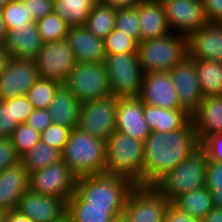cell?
<instances>
[{
    "instance_id": "obj_1",
    "label": "cell",
    "mask_w": 222,
    "mask_h": 222,
    "mask_svg": "<svg viewBox=\"0 0 222 222\" xmlns=\"http://www.w3.org/2000/svg\"><path fill=\"white\" fill-rule=\"evenodd\" d=\"M199 146L192 120L179 130L152 131L144 141L142 185L154 186Z\"/></svg>"
},
{
    "instance_id": "obj_2",
    "label": "cell",
    "mask_w": 222,
    "mask_h": 222,
    "mask_svg": "<svg viewBox=\"0 0 222 222\" xmlns=\"http://www.w3.org/2000/svg\"><path fill=\"white\" fill-rule=\"evenodd\" d=\"M61 160L77 177L104 174L106 140L73 128L61 152Z\"/></svg>"
},
{
    "instance_id": "obj_3",
    "label": "cell",
    "mask_w": 222,
    "mask_h": 222,
    "mask_svg": "<svg viewBox=\"0 0 222 222\" xmlns=\"http://www.w3.org/2000/svg\"><path fill=\"white\" fill-rule=\"evenodd\" d=\"M135 184L128 178L112 174L86 175L77 178L75 194L87 207L125 208Z\"/></svg>"
},
{
    "instance_id": "obj_4",
    "label": "cell",
    "mask_w": 222,
    "mask_h": 222,
    "mask_svg": "<svg viewBox=\"0 0 222 222\" xmlns=\"http://www.w3.org/2000/svg\"><path fill=\"white\" fill-rule=\"evenodd\" d=\"M144 142L118 131L106 140L105 173L124 176L135 185H142Z\"/></svg>"
},
{
    "instance_id": "obj_5",
    "label": "cell",
    "mask_w": 222,
    "mask_h": 222,
    "mask_svg": "<svg viewBox=\"0 0 222 222\" xmlns=\"http://www.w3.org/2000/svg\"><path fill=\"white\" fill-rule=\"evenodd\" d=\"M138 60L144 74L171 71L188 57L187 36L171 32L138 43Z\"/></svg>"
},
{
    "instance_id": "obj_6",
    "label": "cell",
    "mask_w": 222,
    "mask_h": 222,
    "mask_svg": "<svg viewBox=\"0 0 222 222\" xmlns=\"http://www.w3.org/2000/svg\"><path fill=\"white\" fill-rule=\"evenodd\" d=\"M207 154L199 146L154 186L172 203L179 196L206 186Z\"/></svg>"
},
{
    "instance_id": "obj_7",
    "label": "cell",
    "mask_w": 222,
    "mask_h": 222,
    "mask_svg": "<svg viewBox=\"0 0 222 222\" xmlns=\"http://www.w3.org/2000/svg\"><path fill=\"white\" fill-rule=\"evenodd\" d=\"M104 65L112 95L138 97L144 75L138 53L106 54Z\"/></svg>"
},
{
    "instance_id": "obj_8",
    "label": "cell",
    "mask_w": 222,
    "mask_h": 222,
    "mask_svg": "<svg viewBox=\"0 0 222 222\" xmlns=\"http://www.w3.org/2000/svg\"><path fill=\"white\" fill-rule=\"evenodd\" d=\"M63 85L80 103L111 95L104 62H76Z\"/></svg>"
},
{
    "instance_id": "obj_9",
    "label": "cell",
    "mask_w": 222,
    "mask_h": 222,
    "mask_svg": "<svg viewBox=\"0 0 222 222\" xmlns=\"http://www.w3.org/2000/svg\"><path fill=\"white\" fill-rule=\"evenodd\" d=\"M117 101L118 98L111 94L81 103L76 127L107 140L116 130Z\"/></svg>"
},
{
    "instance_id": "obj_10",
    "label": "cell",
    "mask_w": 222,
    "mask_h": 222,
    "mask_svg": "<svg viewBox=\"0 0 222 222\" xmlns=\"http://www.w3.org/2000/svg\"><path fill=\"white\" fill-rule=\"evenodd\" d=\"M77 176L66 163L59 160L41 170L29 174V190L62 198L65 202L75 192Z\"/></svg>"
},
{
    "instance_id": "obj_11",
    "label": "cell",
    "mask_w": 222,
    "mask_h": 222,
    "mask_svg": "<svg viewBox=\"0 0 222 222\" xmlns=\"http://www.w3.org/2000/svg\"><path fill=\"white\" fill-rule=\"evenodd\" d=\"M168 205L155 186L135 185L126 199L124 214L133 222H164Z\"/></svg>"
},
{
    "instance_id": "obj_12",
    "label": "cell",
    "mask_w": 222,
    "mask_h": 222,
    "mask_svg": "<svg viewBox=\"0 0 222 222\" xmlns=\"http://www.w3.org/2000/svg\"><path fill=\"white\" fill-rule=\"evenodd\" d=\"M40 78L64 83L76 64L66 38L45 42L35 57Z\"/></svg>"
},
{
    "instance_id": "obj_13",
    "label": "cell",
    "mask_w": 222,
    "mask_h": 222,
    "mask_svg": "<svg viewBox=\"0 0 222 222\" xmlns=\"http://www.w3.org/2000/svg\"><path fill=\"white\" fill-rule=\"evenodd\" d=\"M39 78L35 60L11 58L0 75V100L26 95Z\"/></svg>"
},
{
    "instance_id": "obj_14",
    "label": "cell",
    "mask_w": 222,
    "mask_h": 222,
    "mask_svg": "<svg viewBox=\"0 0 222 222\" xmlns=\"http://www.w3.org/2000/svg\"><path fill=\"white\" fill-rule=\"evenodd\" d=\"M172 32L188 36L207 23L203 0H174L163 4Z\"/></svg>"
},
{
    "instance_id": "obj_15",
    "label": "cell",
    "mask_w": 222,
    "mask_h": 222,
    "mask_svg": "<svg viewBox=\"0 0 222 222\" xmlns=\"http://www.w3.org/2000/svg\"><path fill=\"white\" fill-rule=\"evenodd\" d=\"M138 97L143 103L165 109H183L178 100L170 71L143 75Z\"/></svg>"
},
{
    "instance_id": "obj_16",
    "label": "cell",
    "mask_w": 222,
    "mask_h": 222,
    "mask_svg": "<svg viewBox=\"0 0 222 222\" xmlns=\"http://www.w3.org/2000/svg\"><path fill=\"white\" fill-rule=\"evenodd\" d=\"M188 58L222 62V23L207 22L187 36Z\"/></svg>"
},
{
    "instance_id": "obj_17",
    "label": "cell",
    "mask_w": 222,
    "mask_h": 222,
    "mask_svg": "<svg viewBox=\"0 0 222 222\" xmlns=\"http://www.w3.org/2000/svg\"><path fill=\"white\" fill-rule=\"evenodd\" d=\"M116 131L144 142L152 132L143 113V102L139 97L118 98Z\"/></svg>"
},
{
    "instance_id": "obj_18",
    "label": "cell",
    "mask_w": 222,
    "mask_h": 222,
    "mask_svg": "<svg viewBox=\"0 0 222 222\" xmlns=\"http://www.w3.org/2000/svg\"><path fill=\"white\" fill-rule=\"evenodd\" d=\"M170 74L181 107L191 115L203 99L195 63L187 57L183 62L176 65Z\"/></svg>"
},
{
    "instance_id": "obj_19",
    "label": "cell",
    "mask_w": 222,
    "mask_h": 222,
    "mask_svg": "<svg viewBox=\"0 0 222 222\" xmlns=\"http://www.w3.org/2000/svg\"><path fill=\"white\" fill-rule=\"evenodd\" d=\"M16 210L33 222H54L66 213V202L59 197L28 190L20 198Z\"/></svg>"
},
{
    "instance_id": "obj_20",
    "label": "cell",
    "mask_w": 222,
    "mask_h": 222,
    "mask_svg": "<svg viewBox=\"0 0 222 222\" xmlns=\"http://www.w3.org/2000/svg\"><path fill=\"white\" fill-rule=\"evenodd\" d=\"M191 120L199 145L213 135L222 134V95L203 97Z\"/></svg>"
},
{
    "instance_id": "obj_21",
    "label": "cell",
    "mask_w": 222,
    "mask_h": 222,
    "mask_svg": "<svg viewBox=\"0 0 222 222\" xmlns=\"http://www.w3.org/2000/svg\"><path fill=\"white\" fill-rule=\"evenodd\" d=\"M43 44L36 22H29L8 30L3 46L11 58L34 60Z\"/></svg>"
},
{
    "instance_id": "obj_22",
    "label": "cell",
    "mask_w": 222,
    "mask_h": 222,
    "mask_svg": "<svg viewBox=\"0 0 222 222\" xmlns=\"http://www.w3.org/2000/svg\"><path fill=\"white\" fill-rule=\"evenodd\" d=\"M76 62L102 63L106 53L104 41L85 26H70L66 36Z\"/></svg>"
},
{
    "instance_id": "obj_23",
    "label": "cell",
    "mask_w": 222,
    "mask_h": 222,
    "mask_svg": "<svg viewBox=\"0 0 222 222\" xmlns=\"http://www.w3.org/2000/svg\"><path fill=\"white\" fill-rule=\"evenodd\" d=\"M29 174L21 162L0 171V210H16L20 198L29 190Z\"/></svg>"
},
{
    "instance_id": "obj_24",
    "label": "cell",
    "mask_w": 222,
    "mask_h": 222,
    "mask_svg": "<svg viewBox=\"0 0 222 222\" xmlns=\"http://www.w3.org/2000/svg\"><path fill=\"white\" fill-rule=\"evenodd\" d=\"M137 12L141 29V41L161 38L171 33L161 3L152 0H140Z\"/></svg>"
},
{
    "instance_id": "obj_25",
    "label": "cell",
    "mask_w": 222,
    "mask_h": 222,
    "mask_svg": "<svg viewBox=\"0 0 222 222\" xmlns=\"http://www.w3.org/2000/svg\"><path fill=\"white\" fill-rule=\"evenodd\" d=\"M144 118L151 131L171 132L183 128L191 115L185 109H165L143 103Z\"/></svg>"
},
{
    "instance_id": "obj_26",
    "label": "cell",
    "mask_w": 222,
    "mask_h": 222,
    "mask_svg": "<svg viewBox=\"0 0 222 222\" xmlns=\"http://www.w3.org/2000/svg\"><path fill=\"white\" fill-rule=\"evenodd\" d=\"M79 100L62 85L54 95L48 111L52 121L68 128H76L78 122Z\"/></svg>"
},
{
    "instance_id": "obj_27",
    "label": "cell",
    "mask_w": 222,
    "mask_h": 222,
    "mask_svg": "<svg viewBox=\"0 0 222 222\" xmlns=\"http://www.w3.org/2000/svg\"><path fill=\"white\" fill-rule=\"evenodd\" d=\"M125 208L87 207L75 193L66 201V213L73 222H113L118 219Z\"/></svg>"
},
{
    "instance_id": "obj_28",
    "label": "cell",
    "mask_w": 222,
    "mask_h": 222,
    "mask_svg": "<svg viewBox=\"0 0 222 222\" xmlns=\"http://www.w3.org/2000/svg\"><path fill=\"white\" fill-rule=\"evenodd\" d=\"M203 97L222 95V62L191 59Z\"/></svg>"
},
{
    "instance_id": "obj_29",
    "label": "cell",
    "mask_w": 222,
    "mask_h": 222,
    "mask_svg": "<svg viewBox=\"0 0 222 222\" xmlns=\"http://www.w3.org/2000/svg\"><path fill=\"white\" fill-rule=\"evenodd\" d=\"M172 204L200 220L213 209L212 196L206 186L179 196Z\"/></svg>"
},
{
    "instance_id": "obj_30",
    "label": "cell",
    "mask_w": 222,
    "mask_h": 222,
    "mask_svg": "<svg viewBox=\"0 0 222 222\" xmlns=\"http://www.w3.org/2000/svg\"><path fill=\"white\" fill-rule=\"evenodd\" d=\"M95 0H53L54 12L69 26H84Z\"/></svg>"
},
{
    "instance_id": "obj_31",
    "label": "cell",
    "mask_w": 222,
    "mask_h": 222,
    "mask_svg": "<svg viewBox=\"0 0 222 222\" xmlns=\"http://www.w3.org/2000/svg\"><path fill=\"white\" fill-rule=\"evenodd\" d=\"M59 160H61V151L41 140L20 157V162L28 174L41 170Z\"/></svg>"
},
{
    "instance_id": "obj_32",
    "label": "cell",
    "mask_w": 222,
    "mask_h": 222,
    "mask_svg": "<svg viewBox=\"0 0 222 222\" xmlns=\"http://www.w3.org/2000/svg\"><path fill=\"white\" fill-rule=\"evenodd\" d=\"M116 14L117 8L96 3L84 26L96 37L104 39L115 29Z\"/></svg>"
},
{
    "instance_id": "obj_33",
    "label": "cell",
    "mask_w": 222,
    "mask_h": 222,
    "mask_svg": "<svg viewBox=\"0 0 222 222\" xmlns=\"http://www.w3.org/2000/svg\"><path fill=\"white\" fill-rule=\"evenodd\" d=\"M62 85L53 79L39 78L25 96L34 109H48L55 93Z\"/></svg>"
},
{
    "instance_id": "obj_34",
    "label": "cell",
    "mask_w": 222,
    "mask_h": 222,
    "mask_svg": "<svg viewBox=\"0 0 222 222\" xmlns=\"http://www.w3.org/2000/svg\"><path fill=\"white\" fill-rule=\"evenodd\" d=\"M36 24L44 43L66 38L70 27L55 12L37 21Z\"/></svg>"
},
{
    "instance_id": "obj_35",
    "label": "cell",
    "mask_w": 222,
    "mask_h": 222,
    "mask_svg": "<svg viewBox=\"0 0 222 222\" xmlns=\"http://www.w3.org/2000/svg\"><path fill=\"white\" fill-rule=\"evenodd\" d=\"M115 29H118L120 32L132 37L138 43L141 42V29L137 12V4L134 7L117 9Z\"/></svg>"
},
{
    "instance_id": "obj_36",
    "label": "cell",
    "mask_w": 222,
    "mask_h": 222,
    "mask_svg": "<svg viewBox=\"0 0 222 222\" xmlns=\"http://www.w3.org/2000/svg\"><path fill=\"white\" fill-rule=\"evenodd\" d=\"M7 30L24 25L25 23L35 22L31 12L21 0L10 1L0 10Z\"/></svg>"
},
{
    "instance_id": "obj_37",
    "label": "cell",
    "mask_w": 222,
    "mask_h": 222,
    "mask_svg": "<svg viewBox=\"0 0 222 222\" xmlns=\"http://www.w3.org/2000/svg\"><path fill=\"white\" fill-rule=\"evenodd\" d=\"M103 41L106 54L137 53L138 42L118 29L111 31Z\"/></svg>"
},
{
    "instance_id": "obj_38",
    "label": "cell",
    "mask_w": 222,
    "mask_h": 222,
    "mask_svg": "<svg viewBox=\"0 0 222 222\" xmlns=\"http://www.w3.org/2000/svg\"><path fill=\"white\" fill-rule=\"evenodd\" d=\"M206 188L212 196L213 207L222 208V163L207 157Z\"/></svg>"
},
{
    "instance_id": "obj_39",
    "label": "cell",
    "mask_w": 222,
    "mask_h": 222,
    "mask_svg": "<svg viewBox=\"0 0 222 222\" xmlns=\"http://www.w3.org/2000/svg\"><path fill=\"white\" fill-rule=\"evenodd\" d=\"M11 142L21 157L40 141V132L33 130L26 123H21L12 133Z\"/></svg>"
},
{
    "instance_id": "obj_40",
    "label": "cell",
    "mask_w": 222,
    "mask_h": 222,
    "mask_svg": "<svg viewBox=\"0 0 222 222\" xmlns=\"http://www.w3.org/2000/svg\"><path fill=\"white\" fill-rule=\"evenodd\" d=\"M71 128L61 126L52 122L45 130L40 133V140L47 145L54 147L62 152L66 144Z\"/></svg>"
},
{
    "instance_id": "obj_41",
    "label": "cell",
    "mask_w": 222,
    "mask_h": 222,
    "mask_svg": "<svg viewBox=\"0 0 222 222\" xmlns=\"http://www.w3.org/2000/svg\"><path fill=\"white\" fill-rule=\"evenodd\" d=\"M18 125L13 119L12 98L0 100V137L10 138Z\"/></svg>"
},
{
    "instance_id": "obj_42",
    "label": "cell",
    "mask_w": 222,
    "mask_h": 222,
    "mask_svg": "<svg viewBox=\"0 0 222 222\" xmlns=\"http://www.w3.org/2000/svg\"><path fill=\"white\" fill-rule=\"evenodd\" d=\"M19 162L20 156L17 154L11 139L0 137V171Z\"/></svg>"
},
{
    "instance_id": "obj_43",
    "label": "cell",
    "mask_w": 222,
    "mask_h": 222,
    "mask_svg": "<svg viewBox=\"0 0 222 222\" xmlns=\"http://www.w3.org/2000/svg\"><path fill=\"white\" fill-rule=\"evenodd\" d=\"M31 12L35 22L54 12L53 0H21Z\"/></svg>"
},
{
    "instance_id": "obj_44",
    "label": "cell",
    "mask_w": 222,
    "mask_h": 222,
    "mask_svg": "<svg viewBox=\"0 0 222 222\" xmlns=\"http://www.w3.org/2000/svg\"><path fill=\"white\" fill-rule=\"evenodd\" d=\"M33 110V105L25 95L12 98L13 119H16L18 124L25 123Z\"/></svg>"
},
{
    "instance_id": "obj_45",
    "label": "cell",
    "mask_w": 222,
    "mask_h": 222,
    "mask_svg": "<svg viewBox=\"0 0 222 222\" xmlns=\"http://www.w3.org/2000/svg\"><path fill=\"white\" fill-rule=\"evenodd\" d=\"M52 122L53 121L48 109H34L25 123L30 126L33 130L41 133Z\"/></svg>"
},
{
    "instance_id": "obj_46",
    "label": "cell",
    "mask_w": 222,
    "mask_h": 222,
    "mask_svg": "<svg viewBox=\"0 0 222 222\" xmlns=\"http://www.w3.org/2000/svg\"><path fill=\"white\" fill-rule=\"evenodd\" d=\"M208 159L222 163V134L207 138L201 145Z\"/></svg>"
},
{
    "instance_id": "obj_47",
    "label": "cell",
    "mask_w": 222,
    "mask_h": 222,
    "mask_svg": "<svg viewBox=\"0 0 222 222\" xmlns=\"http://www.w3.org/2000/svg\"><path fill=\"white\" fill-rule=\"evenodd\" d=\"M164 222H201V220L169 203L164 215Z\"/></svg>"
},
{
    "instance_id": "obj_48",
    "label": "cell",
    "mask_w": 222,
    "mask_h": 222,
    "mask_svg": "<svg viewBox=\"0 0 222 222\" xmlns=\"http://www.w3.org/2000/svg\"><path fill=\"white\" fill-rule=\"evenodd\" d=\"M207 22L222 23V0H203Z\"/></svg>"
},
{
    "instance_id": "obj_49",
    "label": "cell",
    "mask_w": 222,
    "mask_h": 222,
    "mask_svg": "<svg viewBox=\"0 0 222 222\" xmlns=\"http://www.w3.org/2000/svg\"><path fill=\"white\" fill-rule=\"evenodd\" d=\"M140 0H102L100 3L113 8L134 7Z\"/></svg>"
},
{
    "instance_id": "obj_50",
    "label": "cell",
    "mask_w": 222,
    "mask_h": 222,
    "mask_svg": "<svg viewBox=\"0 0 222 222\" xmlns=\"http://www.w3.org/2000/svg\"><path fill=\"white\" fill-rule=\"evenodd\" d=\"M201 222H222V208L213 207Z\"/></svg>"
},
{
    "instance_id": "obj_51",
    "label": "cell",
    "mask_w": 222,
    "mask_h": 222,
    "mask_svg": "<svg viewBox=\"0 0 222 222\" xmlns=\"http://www.w3.org/2000/svg\"><path fill=\"white\" fill-rule=\"evenodd\" d=\"M6 222H33L25 215H22L17 210L7 212Z\"/></svg>"
},
{
    "instance_id": "obj_52",
    "label": "cell",
    "mask_w": 222,
    "mask_h": 222,
    "mask_svg": "<svg viewBox=\"0 0 222 222\" xmlns=\"http://www.w3.org/2000/svg\"><path fill=\"white\" fill-rule=\"evenodd\" d=\"M11 56L3 45H0V75L4 72Z\"/></svg>"
},
{
    "instance_id": "obj_53",
    "label": "cell",
    "mask_w": 222,
    "mask_h": 222,
    "mask_svg": "<svg viewBox=\"0 0 222 222\" xmlns=\"http://www.w3.org/2000/svg\"><path fill=\"white\" fill-rule=\"evenodd\" d=\"M7 32L8 30L6 28L2 13L0 11V45H4Z\"/></svg>"
},
{
    "instance_id": "obj_54",
    "label": "cell",
    "mask_w": 222,
    "mask_h": 222,
    "mask_svg": "<svg viewBox=\"0 0 222 222\" xmlns=\"http://www.w3.org/2000/svg\"><path fill=\"white\" fill-rule=\"evenodd\" d=\"M54 222H73V220L67 213H64L58 220Z\"/></svg>"
},
{
    "instance_id": "obj_55",
    "label": "cell",
    "mask_w": 222,
    "mask_h": 222,
    "mask_svg": "<svg viewBox=\"0 0 222 222\" xmlns=\"http://www.w3.org/2000/svg\"><path fill=\"white\" fill-rule=\"evenodd\" d=\"M7 211L0 210V222H6Z\"/></svg>"
},
{
    "instance_id": "obj_56",
    "label": "cell",
    "mask_w": 222,
    "mask_h": 222,
    "mask_svg": "<svg viewBox=\"0 0 222 222\" xmlns=\"http://www.w3.org/2000/svg\"><path fill=\"white\" fill-rule=\"evenodd\" d=\"M121 222H133L124 213L118 218Z\"/></svg>"
},
{
    "instance_id": "obj_57",
    "label": "cell",
    "mask_w": 222,
    "mask_h": 222,
    "mask_svg": "<svg viewBox=\"0 0 222 222\" xmlns=\"http://www.w3.org/2000/svg\"><path fill=\"white\" fill-rule=\"evenodd\" d=\"M12 0H0V10L3 9Z\"/></svg>"
},
{
    "instance_id": "obj_58",
    "label": "cell",
    "mask_w": 222,
    "mask_h": 222,
    "mask_svg": "<svg viewBox=\"0 0 222 222\" xmlns=\"http://www.w3.org/2000/svg\"><path fill=\"white\" fill-rule=\"evenodd\" d=\"M152 1H155V2H159L161 3L162 5L169 2V1H174V0H152Z\"/></svg>"
},
{
    "instance_id": "obj_59",
    "label": "cell",
    "mask_w": 222,
    "mask_h": 222,
    "mask_svg": "<svg viewBox=\"0 0 222 222\" xmlns=\"http://www.w3.org/2000/svg\"><path fill=\"white\" fill-rule=\"evenodd\" d=\"M113 222H121L119 219H115Z\"/></svg>"
}]
</instances>
